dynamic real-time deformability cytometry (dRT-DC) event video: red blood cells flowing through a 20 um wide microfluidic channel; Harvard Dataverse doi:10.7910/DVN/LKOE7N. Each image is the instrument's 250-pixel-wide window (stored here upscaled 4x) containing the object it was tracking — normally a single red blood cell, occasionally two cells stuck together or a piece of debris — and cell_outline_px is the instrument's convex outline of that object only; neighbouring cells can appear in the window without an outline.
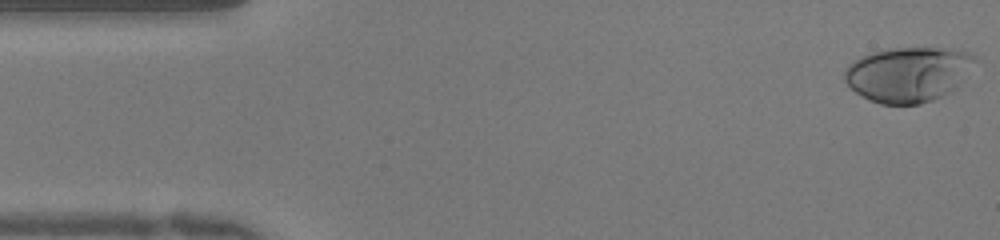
{"species": "human", "species_latin": "Homo sapiens", "temperature_condition": "warm", "stored_images_in_passage": 50, "camera_frame_rate_fps": 3000, "um_per_image_px": 0.085, "donor": {"sex": "female"}, "frame": {"image": 1, "passage_image": 1, "time_ms": 0.0, "image_size_px": [1000, 240], "cell_outline_px": [[976, 60], [956, 88], [932, 100], [920, 104], [880, 104], [856, 92], [844, 80], [844, 72], [848, 64], [860, 56], [872, 52], [892, 48], [936, 48], [968, 52], [976, 56]], "centroid_in_image_um": [77.17, 6.31], "position_along_channel_um": 7.8, "area_um2": 41.33}}
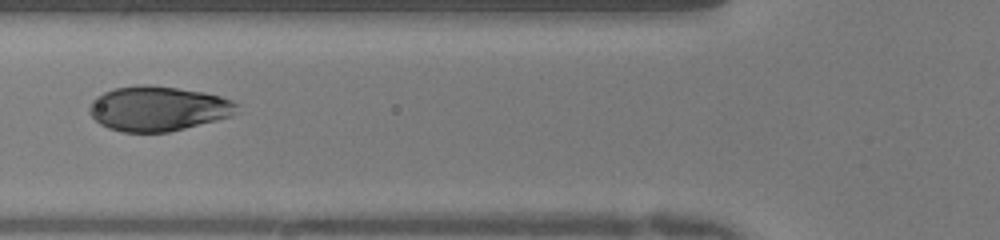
{"frame": {"image": 2, "passage_image": 18, "time_ms": 5.667, "image_size_px": [1000, 240], "cell_outline_px": [[240, 104], [232, 116], [168, 132], [124, 132], [108, 128], [100, 124], [88, 112], [88, 108], [92, 100], [96, 96], [104, 92], [116, 88], [140, 84], [144, 84], [176, 88], [204, 92], [220, 96], [232, 100]], "centroid_in_image_um": [13.42, 9.23], "position_along_channel_um": 112.4, "area_um2": 38.44}}
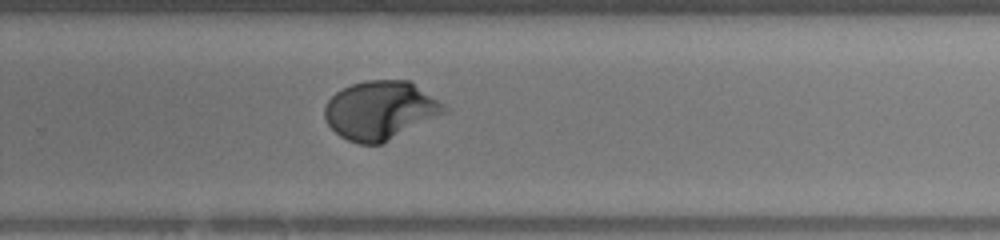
{"frame": {"image": 3, "passage_image": 32, "time_ms": 10.333, "image_size_px": [1000, 240], "cell_outline_px": [[452, 112], [380, 144], [360, 144], [348, 140], [340, 136], [328, 124], [324, 116], [324, 108], [328, 100], [336, 92], [352, 84], [364, 80], [408, 80], [452, 108]], "centroid_in_image_um": [32.41, 9.38], "position_along_channel_um": 297.4, "area_um2": 41.27}, "authors_computed_cell_mechanics": {"area_um2": 39.7664, "velocity_mm_per_s": 3.9814, "shape_relaxation_time_tau1_ms": 4.1523, "shape_relaxation_time_tau2_ms": null, "deformation_change_tau1": 0.2255, "deformation_change_tau2": null}}